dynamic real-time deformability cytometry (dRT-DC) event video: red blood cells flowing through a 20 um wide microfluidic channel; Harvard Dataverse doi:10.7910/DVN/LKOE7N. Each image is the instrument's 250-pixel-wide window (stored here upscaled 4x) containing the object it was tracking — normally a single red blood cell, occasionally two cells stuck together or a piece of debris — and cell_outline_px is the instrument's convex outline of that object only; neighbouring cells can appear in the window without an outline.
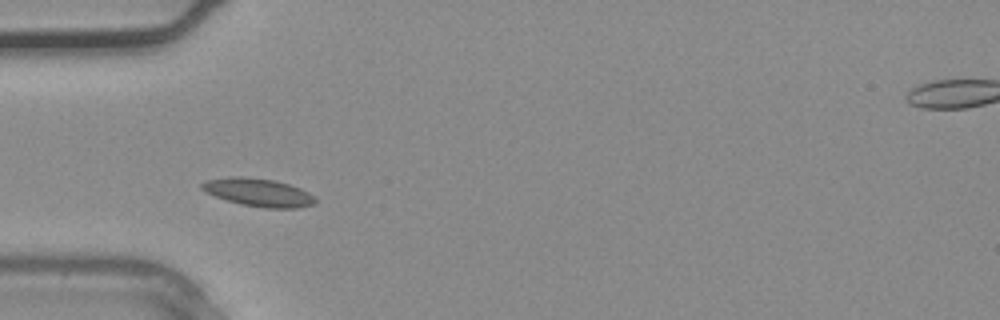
{"species": "common noctule bat (a hibernating species)", "species_latin": "Nyctalus noctula", "temperature_condition": "warm", "stored_images_in_passage": 2, "camera_frame_rate_fps": 3000, "um_per_image_px": 0.085, "animal": {"sex": "male", "body_mass_g": 20.4}, "frame": {"image": 1, "passage_image": 2, "time_ms": 0.333, "image_size_px": [1000, 320], "cell_outline_px": [[316, 204], [296, 208], [264, 208], [240, 204], [216, 196], [200, 188], [200, 184], [208, 180], [232, 176], [240, 176], [272, 180], [288, 184], [300, 188], [308, 192], [316, 200]], "centroid_in_image_um": [21.98, 16.36], "position_along_channel_um": 63.0, "area_um2": 18.26}}